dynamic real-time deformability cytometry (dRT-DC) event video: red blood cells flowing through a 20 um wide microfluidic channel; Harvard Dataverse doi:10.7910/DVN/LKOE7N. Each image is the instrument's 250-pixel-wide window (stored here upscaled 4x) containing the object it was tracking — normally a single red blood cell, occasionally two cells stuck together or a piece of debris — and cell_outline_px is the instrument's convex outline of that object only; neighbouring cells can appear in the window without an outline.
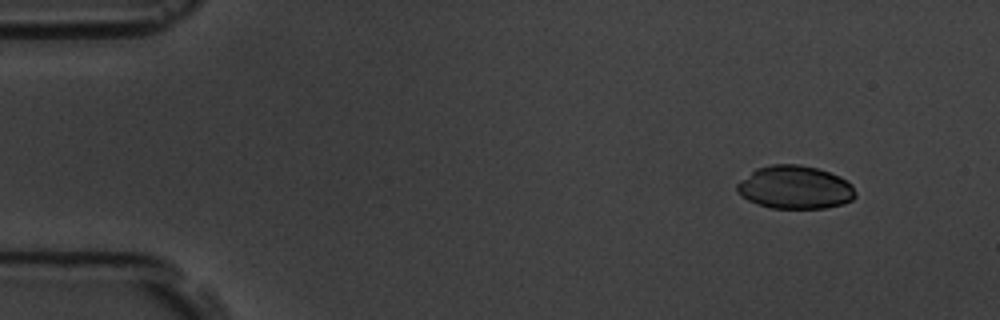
{"species": "common noctule bat (a hibernating species)", "species_latin": "Nyctalus noctula", "temperature_condition": "room temperature", "stored_images_in_passage": 4, "camera_frame_rate_fps": 3000, "um_per_image_px": 0.085, "animal": {"sex": "male", "body_mass_g": 19.5, "forearm_length_mm": 54.6}, "frame": {"image": 1, "passage_image": 1, "time_ms": 0.0, "image_size_px": [1000, 320], "cell_outline_px": [[856, 196], [852, 200], [844, 204], [824, 208], [772, 208], [756, 204], [748, 200], [736, 192], [736, 184], [740, 180], [756, 168], [772, 164], [800, 164], [816, 168], [840, 176], [852, 184], [856, 192]], "centroid_in_image_um": [67.57, 15.93], "position_along_channel_um": 17.4, "area_um2": 30.0}}